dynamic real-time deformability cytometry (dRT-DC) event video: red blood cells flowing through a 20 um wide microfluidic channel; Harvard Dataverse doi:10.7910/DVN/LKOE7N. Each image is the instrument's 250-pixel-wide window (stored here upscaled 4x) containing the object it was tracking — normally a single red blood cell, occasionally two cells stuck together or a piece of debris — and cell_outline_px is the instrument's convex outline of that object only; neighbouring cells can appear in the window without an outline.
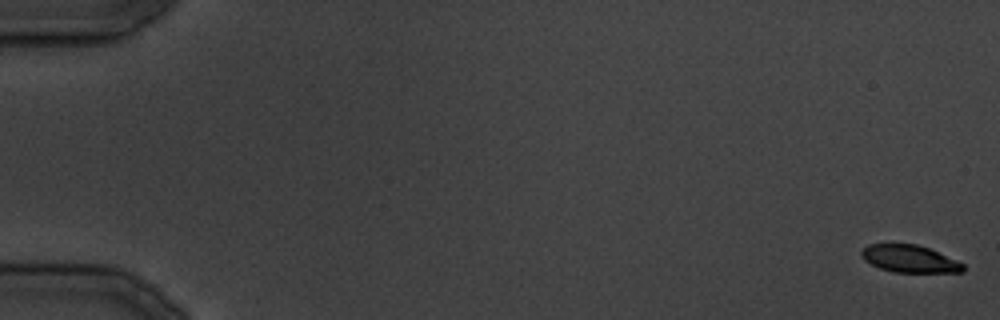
{"species": "common noctule bat (a hibernating species)", "species_latin": "Nyctalus noctula", "temperature_condition": "cold", "stored_images_in_passage": 16, "camera_frame_rate_fps": 3000, "um_per_image_px": 0.085, "animal": {"sex": "male", "body_mass_g": 19.5, "forearm_length_mm": 54.6}, "frame": {"image": 1, "passage_image": 1, "time_ms": 0.0, "image_size_px": [1000, 320], "cell_outline_px": [[964, 272], [892, 272], [880, 268], [864, 260], [860, 256], [860, 252], [868, 244], [916, 244], [928, 248], [956, 260], [964, 264]], "centroid_in_image_um": [77.29, 22.0], "position_along_channel_um": 7.7, "area_um2": 16.07}}
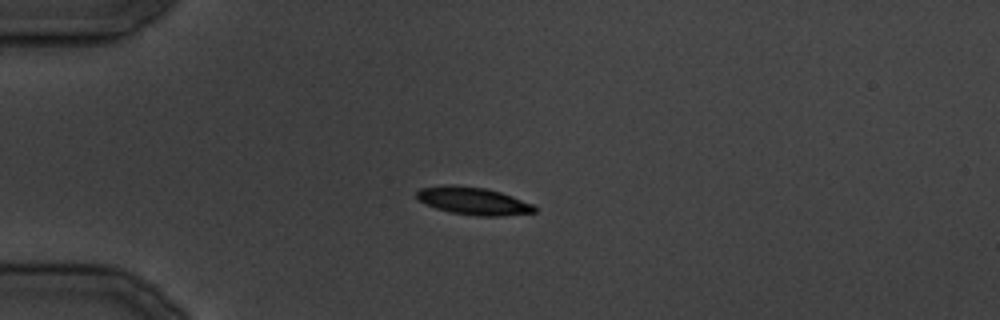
{"frame": {"image": 2, "passage_image": 10, "time_ms": 11.0, "image_size_px": [1000, 320], "cell_outline_px": [[536, 212], [504, 216], [476, 216], [452, 212], [436, 208], [420, 200], [416, 196], [416, 192], [420, 188], [444, 184], [452, 184], [488, 188], [512, 196], [532, 204], [536, 208]], "centroid_in_image_um": [40.23, 17.06], "position_along_channel_um": 44.8, "area_um2": 18.96}}
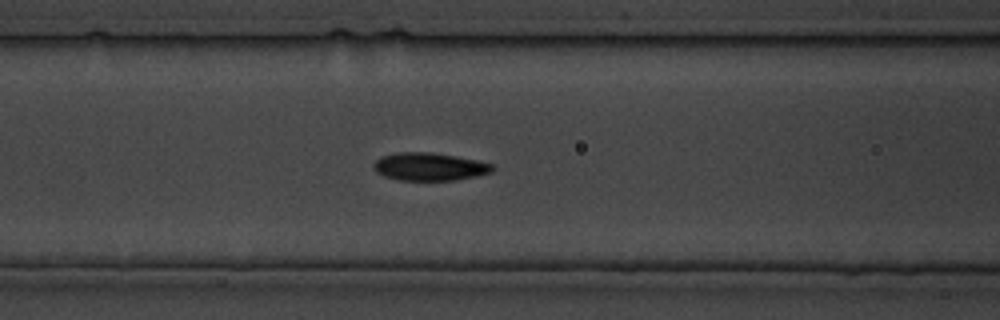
{"frame": {"image": 3, "passage_image": 16, "time_ms": 18.0, "image_size_px": [1000, 320], "cell_outline_px": [[496, 168], [492, 172], [476, 176], [456, 180], [400, 180], [384, 176], [376, 172], [372, 168], [372, 164], [380, 156], [396, 152], [428, 152], [456, 156], [496, 164]], "centroid_in_image_um": [36.51, 14.16], "position_along_channel_um": 130.1, "area_um2": 19.54}}